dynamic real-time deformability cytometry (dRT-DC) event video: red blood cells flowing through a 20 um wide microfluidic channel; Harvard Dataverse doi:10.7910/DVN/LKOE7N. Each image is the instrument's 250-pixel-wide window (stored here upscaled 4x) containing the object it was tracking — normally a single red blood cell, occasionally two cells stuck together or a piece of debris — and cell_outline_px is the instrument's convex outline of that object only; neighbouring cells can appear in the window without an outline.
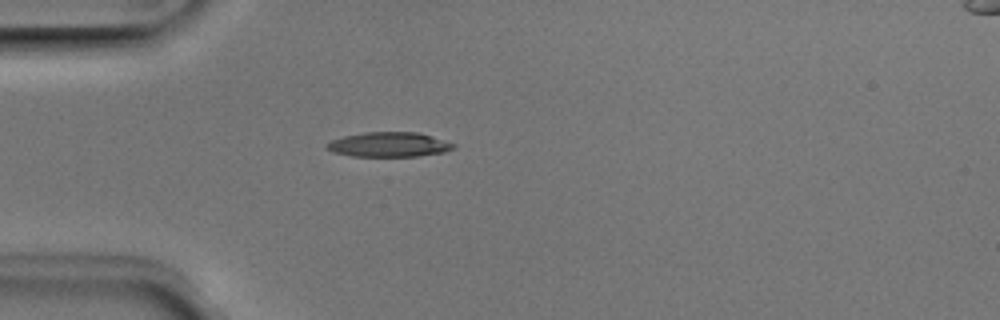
{"species": "Egyptian fruit bat (a non-hibernating species)", "species_latin": "Rousettus aegyptiacus", "temperature_condition": "room temperature", "stored_images_in_passage": 37, "camera_frame_rate_fps": 3000, "um_per_image_px": 0.085, "animal": {"sex": "male"}, "frame": {"image": 1, "passage_image": 1, "time_ms": 0.0, "image_size_px": [1000, 320], "cell_outline_px": [[456, 148], [444, 152], [416, 156], [352, 156], [332, 152], [324, 148], [324, 144], [332, 140], [344, 136], [364, 132], [416, 132], [456, 144]], "centroid_in_image_um": [33.01, 12.29], "position_along_channel_um": 52.0, "area_um2": 18.21}}
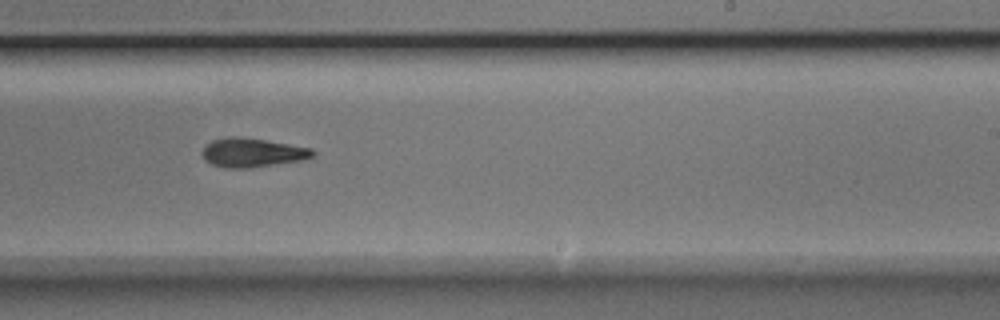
{"frame": {"image": 2, "passage_image": 18, "time_ms": 5.667, "image_size_px": [1000, 320], "cell_outline_px": [[312, 156], [300, 160], [248, 168], [224, 168], [212, 164], [204, 160], [200, 152], [212, 140], [228, 136], [244, 136], [312, 148]], "centroid_in_image_um": [21.37, 12.96], "position_along_channel_um": 267.6, "area_um2": 18.61}}
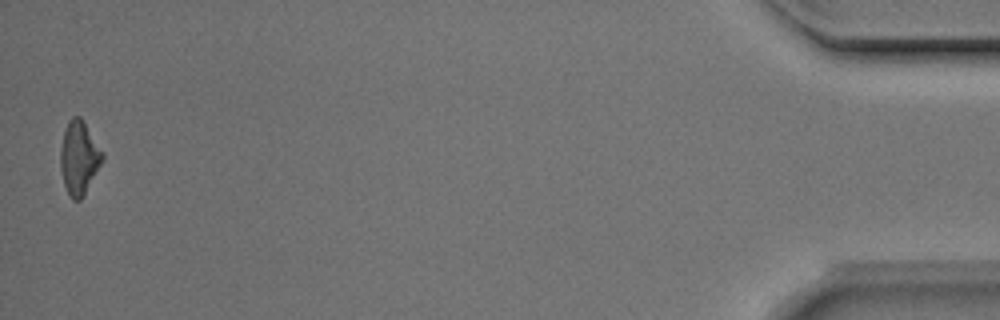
{"frame": {"image": 3, "passage_image": 37, "time_ms": 12.0, "image_size_px": [1000, 320], "cell_outline_px": [[104, 160], [80, 200], [72, 200], [64, 184], [60, 168], [60, 148], [64, 132], [68, 120], [72, 116], [80, 116], [104, 152]], "centroid_in_image_um": [6.73, 13.38], "position_along_channel_um": 428.5, "area_um2": 17.92}, "authors_computed_cell_mechanics": {"area_um2": 18.2648, "velocity_mm_per_s": 3.9999, "shape_relaxation_time_tau1_ms": 3.8292, "shape_relaxation_time_tau2_ms": 7.5241, "deformation_change_tau1": 0.1361, "deformation_change_tau2": 0.1863}}